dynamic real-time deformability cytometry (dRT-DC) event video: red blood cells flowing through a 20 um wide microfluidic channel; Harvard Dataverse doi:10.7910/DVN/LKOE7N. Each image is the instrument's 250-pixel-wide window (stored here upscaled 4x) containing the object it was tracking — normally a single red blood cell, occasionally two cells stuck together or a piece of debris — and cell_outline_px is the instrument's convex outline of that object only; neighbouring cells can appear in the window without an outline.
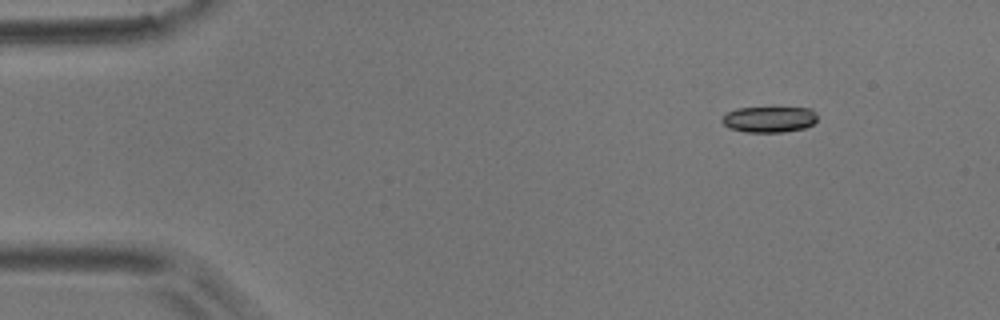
{"species": "common noctule bat (a hibernating species)", "species_latin": "Nyctalus noctula", "temperature_condition": "room temperature", "stored_images_in_passage": 11, "camera_frame_rate_fps": 3000, "um_per_image_px": 0.085, "animal": {"sex": "male", "body_mass_g": 17.9}, "frame": {"image": 1, "passage_image": 1, "time_ms": 0.0, "image_size_px": [1000, 320], "cell_outline_px": [[816, 120], [812, 124], [804, 128], [784, 132], [744, 132], [728, 128], [720, 120], [728, 112], [736, 108], [812, 108], [816, 112]], "centroid_in_image_um": [65.37, 10.15], "position_along_channel_um": 19.6, "area_um2": 14.39}}